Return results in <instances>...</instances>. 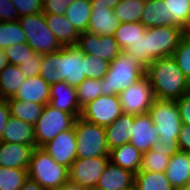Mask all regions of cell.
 <instances>
[{
	"mask_svg": "<svg viewBox=\"0 0 190 190\" xmlns=\"http://www.w3.org/2000/svg\"><path fill=\"white\" fill-rule=\"evenodd\" d=\"M145 75L156 99L176 101L189 93L190 82L172 56L154 60L145 68Z\"/></svg>",
	"mask_w": 190,
	"mask_h": 190,
	"instance_id": "obj_1",
	"label": "cell"
},
{
	"mask_svg": "<svg viewBox=\"0 0 190 190\" xmlns=\"http://www.w3.org/2000/svg\"><path fill=\"white\" fill-rule=\"evenodd\" d=\"M92 10L87 31L97 35L114 36L120 22L112 9L103 3H91Z\"/></svg>",
	"mask_w": 190,
	"mask_h": 190,
	"instance_id": "obj_18",
	"label": "cell"
},
{
	"mask_svg": "<svg viewBox=\"0 0 190 190\" xmlns=\"http://www.w3.org/2000/svg\"><path fill=\"white\" fill-rule=\"evenodd\" d=\"M175 190H190V179L188 180V182L186 183V185L184 187H180Z\"/></svg>",
	"mask_w": 190,
	"mask_h": 190,
	"instance_id": "obj_55",
	"label": "cell"
},
{
	"mask_svg": "<svg viewBox=\"0 0 190 190\" xmlns=\"http://www.w3.org/2000/svg\"><path fill=\"white\" fill-rule=\"evenodd\" d=\"M83 59L84 53L76 45L61 48L62 81L77 87L86 79Z\"/></svg>",
	"mask_w": 190,
	"mask_h": 190,
	"instance_id": "obj_14",
	"label": "cell"
},
{
	"mask_svg": "<svg viewBox=\"0 0 190 190\" xmlns=\"http://www.w3.org/2000/svg\"><path fill=\"white\" fill-rule=\"evenodd\" d=\"M33 145L0 141V167L28 169Z\"/></svg>",
	"mask_w": 190,
	"mask_h": 190,
	"instance_id": "obj_19",
	"label": "cell"
},
{
	"mask_svg": "<svg viewBox=\"0 0 190 190\" xmlns=\"http://www.w3.org/2000/svg\"><path fill=\"white\" fill-rule=\"evenodd\" d=\"M8 59L4 54V50L0 49V72L8 65Z\"/></svg>",
	"mask_w": 190,
	"mask_h": 190,
	"instance_id": "obj_53",
	"label": "cell"
},
{
	"mask_svg": "<svg viewBox=\"0 0 190 190\" xmlns=\"http://www.w3.org/2000/svg\"><path fill=\"white\" fill-rule=\"evenodd\" d=\"M76 135V159L109 157L105 127L91 123L81 117L74 123Z\"/></svg>",
	"mask_w": 190,
	"mask_h": 190,
	"instance_id": "obj_5",
	"label": "cell"
},
{
	"mask_svg": "<svg viewBox=\"0 0 190 190\" xmlns=\"http://www.w3.org/2000/svg\"><path fill=\"white\" fill-rule=\"evenodd\" d=\"M184 36L179 26H159L146 28L149 44V64L162 57L172 56Z\"/></svg>",
	"mask_w": 190,
	"mask_h": 190,
	"instance_id": "obj_8",
	"label": "cell"
},
{
	"mask_svg": "<svg viewBox=\"0 0 190 190\" xmlns=\"http://www.w3.org/2000/svg\"><path fill=\"white\" fill-rule=\"evenodd\" d=\"M26 35V43L37 53L57 52L62 48L47 26L43 12L22 16L18 19Z\"/></svg>",
	"mask_w": 190,
	"mask_h": 190,
	"instance_id": "obj_6",
	"label": "cell"
},
{
	"mask_svg": "<svg viewBox=\"0 0 190 190\" xmlns=\"http://www.w3.org/2000/svg\"><path fill=\"white\" fill-rule=\"evenodd\" d=\"M109 161V157L76 159L68 168V181L95 190Z\"/></svg>",
	"mask_w": 190,
	"mask_h": 190,
	"instance_id": "obj_11",
	"label": "cell"
},
{
	"mask_svg": "<svg viewBox=\"0 0 190 190\" xmlns=\"http://www.w3.org/2000/svg\"><path fill=\"white\" fill-rule=\"evenodd\" d=\"M76 46L84 53L112 62L121 52V49L111 35H97L91 32H82Z\"/></svg>",
	"mask_w": 190,
	"mask_h": 190,
	"instance_id": "obj_12",
	"label": "cell"
},
{
	"mask_svg": "<svg viewBox=\"0 0 190 190\" xmlns=\"http://www.w3.org/2000/svg\"><path fill=\"white\" fill-rule=\"evenodd\" d=\"M171 13V26H179L183 30L190 21V0H163Z\"/></svg>",
	"mask_w": 190,
	"mask_h": 190,
	"instance_id": "obj_37",
	"label": "cell"
},
{
	"mask_svg": "<svg viewBox=\"0 0 190 190\" xmlns=\"http://www.w3.org/2000/svg\"><path fill=\"white\" fill-rule=\"evenodd\" d=\"M91 3H103L106 4L110 9H114L120 0H90Z\"/></svg>",
	"mask_w": 190,
	"mask_h": 190,
	"instance_id": "obj_52",
	"label": "cell"
},
{
	"mask_svg": "<svg viewBox=\"0 0 190 190\" xmlns=\"http://www.w3.org/2000/svg\"><path fill=\"white\" fill-rule=\"evenodd\" d=\"M134 126V115L123 113L118 119L105 127L109 150L129 143Z\"/></svg>",
	"mask_w": 190,
	"mask_h": 190,
	"instance_id": "obj_22",
	"label": "cell"
},
{
	"mask_svg": "<svg viewBox=\"0 0 190 190\" xmlns=\"http://www.w3.org/2000/svg\"><path fill=\"white\" fill-rule=\"evenodd\" d=\"M19 18L22 16L41 13L43 0H11Z\"/></svg>",
	"mask_w": 190,
	"mask_h": 190,
	"instance_id": "obj_43",
	"label": "cell"
},
{
	"mask_svg": "<svg viewBox=\"0 0 190 190\" xmlns=\"http://www.w3.org/2000/svg\"><path fill=\"white\" fill-rule=\"evenodd\" d=\"M12 98L46 105L50 99V85L39 75L33 78L26 77L16 95Z\"/></svg>",
	"mask_w": 190,
	"mask_h": 190,
	"instance_id": "obj_21",
	"label": "cell"
},
{
	"mask_svg": "<svg viewBox=\"0 0 190 190\" xmlns=\"http://www.w3.org/2000/svg\"><path fill=\"white\" fill-rule=\"evenodd\" d=\"M125 51L132 58H134L141 66L146 68L149 65V44L148 37H146V30Z\"/></svg>",
	"mask_w": 190,
	"mask_h": 190,
	"instance_id": "obj_40",
	"label": "cell"
},
{
	"mask_svg": "<svg viewBox=\"0 0 190 190\" xmlns=\"http://www.w3.org/2000/svg\"><path fill=\"white\" fill-rule=\"evenodd\" d=\"M172 57L190 82V38L185 35L182 37Z\"/></svg>",
	"mask_w": 190,
	"mask_h": 190,
	"instance_id": "obj_41",
	"label": "cell"
},
{
	"mask_svg": "<svg viewBox=\"0 0 190 190\" xmlns=\"http://www.w3.org/2000/svg\"><path fill=\"white\" fill-rule=\"evenodd\" d=\"M122 112L125 114L141 115L148 113L154 98L151 84L146 75L119 95Z\"/></svg>",
	"mask_w": 190,
	"mask_h": 190,
	"instance_id": "obj_10",
	"label": "cell"
},
{
	"mask_svg": "<svg viewBox=\"0 0 190 190\" xmlns=\"http://www.w3.org/2000/svg\"><path fill=\"white\" fill-rule=\"evenodd\" d=\"M75 120L68 112L58 110L49 103L44 105L41 116L34 125L36 147H42L59 133L71 129Z\"/></svg>",
	"mask_w": 190,
	"mask_h": 190,
	"instance_id": "obj_7",
	"label": "cell"
},
{
	"mask_svg": "<svg viewBox=\"0 0 190 190\" xmlns=\"http://www.w3.org/2000/svg\"><path fill=\"white\" fill-rule=\"evenodd\" d=\"M182 124L190 125V94H185L176 100Z\"/></svg>",
	"mask_w": 190,
	"mask_h": 190,
	"instance_id": "obj_47",
	"label": "cell"
},
{
	"mask_svg": "<svg viewBox=\"0 0 190 190\" xmlns=\"http://www.w3.org/2000/svg\"><path fill=\"white\" fill-rule=\"evenodd\" d=\"M49 104L72 114L75 118L81 115L82 108L78 102L76 87L68 85L65 81L50 85Z\"/></svg>",
	"mask_w": 190,
	"mask_h": 190,
	"instance_id": "obj_15",
	"label": "cell"
},
{
	"mask_svg": "<svg viewBox=\"0 0 190 190\" xmlns=\"http://www.w3.org/2000/svg\"><path fill=\"white\" fill-rule=\"evenodd\" d=\"M39 76L49 85L62 82L61 49L43 54Z\"/></svg>",
	"mask_w": 190,
	"mask_h": 190,
	"instance_id": "obj_32",
	"label": "cell"
},
{
	"mask_svg": "<svg viewBox=\"0 0 190 190\" xmlns=\"http://www.w3.org/2000/svg\"><path fill=\"white\" fill-rule=\"evenodd\" d=\"M59 190H88V189L76 183H72L68 181Z\"/></svg>",
	"mask_w": 190,
	"mask_h": 190,
	"instance_id": "obj_51",
	"label": "cell"
},
{
	"mask_svg": "<svg viewBox=\"0 0 190 190\" xmlns=\"http://www.w3.org/2000/svg\"><path fill=\"white\" fill-rule=\"evenodd\" d=\"M165 173L174 189L184 187L190 179V154L180 150L172 155Z\"/></svg>",
	"mask_w": 190,
	"mask_h": 190,
	"instance_id": "obj_25",
	"label": "cell"
},
{
	"mask_svg": "<svg viewBox=\"0 0 190 190\" xmlns=\"http://www.w3.org/2000/svg\"><path fill=\"white\" fill-rule=\"evenodd\" d=\"M178 143L181 151L188 152L190 154V125L182 124Z\"/></svg>",
	"mask_w": 190,
	"mask_h": 190,
	"instance_id": "obj_48",
	"label": "cell"
},
{
	"mask_svg": "<svg viewBox=\"0 0 190 190\" xmlns=\"http://www.w3.org/2000/svg\"><path fill=\"white\" fill-rule=\"evenodd\" d=\"M180 151L179 144H160L156 142L152 148L142 154L140 171L165 172L172 155Z\"/></svg>",
	"mask_w": 190,
	"mask_h": 190,
	"instance_id": "obj_16",
	"label": "cell"
},
{
	"mask_svg": "<svg viewBox=\"0 0 190 190\" xmlns=\"http://www.w3.org/2000/svg\"><path fill=\"white\" fill-rule=\"evenodd\" d=\"M122 114V106L118 95H100L82 107L80 117L91 123L106 127Z\"/></svg>",
	"mask_w": 190,
	"mask_h": 190,
	"instance_id": "obj_9",
	"label": "cell"
},
{
	"mask_svg": "<svg viewBox=\"0 0 190 190\" xmlns=\"http://www.w3.org/2000/svg\"><path fill=\"white\" fill-rule=\"evenodd\" d=\"M20 190H45L36 181L28 178Z\"/></svg>",
	"mask_w": 190,
	"mask_h": 190,
	"instance_id": "obj_50",
	"label": "cell"
},
{
	"mask_svg": "<svg viewBox=\"0 0 190 190\" xmlns=\"http://www.w3.org/2000/svg\"><path fill=\"white\" fill-rule=\"evenodd\" d=\"M85 75L90 79H102L110 67V62L95 56L84 54Z\"/></svg>",
	"mask_w": 190,
	"mask_h": 190,
	"instance_id": "obj_39",
	"label": "cell"
},
{
	"mask_svg": "<svg viewBox=\"0 0 190 190\" xmlns=\"http://www.w3.org/2000/svg\"><path fill=\"white\" fill-rule=\"evenodd\" d=\"M125 190H138V188H137L135 185H133V186H131L130 188L125 189Z\"/></svg>",
	"mask_w": 190,
	"mask_h": 190,
	"instance_id": "obj_56",
	"label": "cell"
},
{
	"mask_svg": "<svg viewBox=\"0 0 190 190\" xmlns=\"http://www.w3.org/2000/svg\"><path fill=\"white\" fill-rule=\"evenodd\" d=\"M134 185L138 190H175L165 172L139 171L135 174Z\"/></svg>",
	"mask_w": 190,
	"mask_h": 190,
	"instance_id": "obj_31",
	"label": "cell"
},
{
	"mask_svg": "<svg viewBox=\"0 0 190 190\" xmlns=\"http://www.w3.org/2000/svg\"><path fill=\"white\" fill-rule=\"evenodd\" d=\"M43 59V54L34 52L33 58H29L26 61L22 62L19 67L27 78H33L39 75L41 69V62Z\"/></svg>",
	"mask_w": 190,
	"mask_h": 190,
	"instance_id": "obj_44",
	"label": "cell"
},
{
	"mask_svg": "<svg viewBox=\"0 0 190 190\" xmlns=\"http://www.w3.org/2000/svg\"><path fill=\"white\" fill-rule=\"evenodd\" d=\"M68 168L55 162L42 147H34L28 167V178L45 190H59L68 182Z\"/></svg>",
	"mask_w": 190,
	"mask_h": 190,
	"instance_id": "obj_3",
	"label": "cell"
},
{
	"mask_svg": "<svg viewBox=\"0 0 190 190\" xmlns=\"http://www.w3.org/2000/svg\"><path fill=\"white\" fill-rule=\"evenodd\" d=\"M26 43V35L18 20L0 22V49Z\"/></svg>",
	"mask_w": 190,
	"mask_h": 190,
	"instance_id": "obj_35",
	"label": "cell"
},
{
	"mask_svg": "<svg viewBox=\"0 0 190 190\" xmlns=\"http://www.w3.org/2000/svg\"><path fill=\"white\" fill-rule=\"evenodd\" d=\"M148 114L155 125L160 144H179L178 137L182 122L175 100L155 98Z\"/></svg>",
	"mask_w": 190,
	"mask_h": 190,
	"instance_id": "obj_4",
	"label": "cell"
},
{
	"mask_svg": "<svg viewBox=\"0 0 190 190\" xmlns=\"http://www.w3.org/2000/svg\"><path fill=\"white\" fill-rule=\"evenodd\" d=\"M146 30V27L140 22H123L114 33V38L117 41L121 51H125L132 45Z\"/></svg>",
	"mask_w": 190,
	"mask_h": 190,
	"instance_id": "obj_33",
	"label": "cell"
},
{
	"mask_svg": "<svg viewBox=\"0 0 190 190\" xmlns=\"http://www.w3.org/2000/svg\"><path fill=\"white\" fill-rule=\"evenodd\" d=\"M74 0H43L42 12L44 14H65L67 7L73 3Z\"/></svg>",
	"mask_w": 190,
	"mask_h": 190,
	"instance_id": "obj_45",
	"label": "cell"
},
{
	"mask_svg": "<svg viewBox=\"0 0 190 190\" xmlns=\"http://www.w3.org/2000/svg\"><path fill=\"white\" fill-rule=\"evenodd\" d=\"M76 135L74 126L71 129L59 133L54 139L42 146L51 158L69 168L76 160Z\"/></svg>",
	"mask_w": 190,
	"mask_h": 190,
	"instance_id": "obj_13",
	"label": "cell"
},
{
	"mask_svg": "<svg viewBox=\"0 0 190 190\" xmlns=\"http://www.w3.org/2000/svg\"><path fill=\"white\" fill-rule=\"evenodd\" d=\"M92 6L90 0H74L67 7L65 17L69 19L75 29L79 32H86L90 19Z\"/></svg>",
	"mask_w": 190,
	"mask_h": 190,
	"instance_id": "obj_30",
	"label": "cell"
},
{
	"mask_svg": "<svg viewBox=\"0 0 190 190\" xmlns=\"http://www.w3.org/2000/svg\"><path fill=\"white\" fill-rule=\"evenodd\" d=\"M145 1L141 0H120L113 9L114 15L120 23L139 22L143 13Z\"/></svg>",
	"mask_w": 190,
	"mask_h": 190,
	"instance_id": "obj_34",
	"label": "cell"
},
{
	"mask_svg": "<svg viewBox=\"0 0 190 190\" xmlns=\"http://www.w3.org/2000/svg\"><path fill=\"white\" fill-rule=\"evenodd\" d=\"M47 26L55 35L62 47L73 46L77 44L80 33L75 29L72 23L65 17V14H44Z\"/></svg>",
	"mask_w": 190,
	"mask_h": 190,
	"instance_id": "obj_23",
	"label": "cell"
},
{
	"mask_svg": "<svg viewBox=\"0 0 190 190\" xmlns=\"http://www.w3.org/2000/svg\"><path fill=\"white\" fill-rule=\"evenodd\" d=\"M2 141L36 147L34 125L10 116L2 134Z\"/></svg>",
	"mask_w": 190,
	"mask_h": 190,
	"instance_id": "obj_24",
	"label": "cell"
},
{
	"mask_svg": "<svg viewBox=\"0 0 190 190\" xmlns=\"http://www.w3.org/2000/svg\"><path fill=\"white\" fill-rule=\"evenodd\" d=\"M135 174L108 162L95 190H125L134 185Z\"/></svg>",
	"mask_w": 190,
	"mask_h": 190,
	"instance_id": "obj_20",
	"label": "cell"
},
{
	"mask_svg": "<svg viewBox=\"0 0 190 190\" xmlns=\"http://www.w3.org/2000/svg\"><path fill=\"white\" fill-rule=\"evenodd\" d=\"M25 79L19 66L8 64L0 72V98L14 97Z\"/></svg>",
	"mask_w": 190,
	"mask_h": 190,
	"instance_id": "obj_28",
	"label": "cell"
},
{
	"mask_svg": "<svg viewBox=\"0 0 190 190\" xmlns=\"http://www.w3.org/2000/svg\"><path fill=\"white\" fill-rule=\"evenodd\" d=\"M139 22L146 28L171 26V13L163 0H147Z\"/></svg>",
	"mask_w": 190,
	"mask_h": 190,
	"instance_id": "obj_26",
	"label": "cell"
},
{
	"mask_svg": "<svg viewBox=\"0 0 190 190\" xmlns=\"http://www.w3.org/2000/svg\"><path fill=\"white\" fill-rule=\"evenodd\" d=\"M10 116L35 125L41 116L44 105L34 102H25L16 98L7 99Z\"/></svg>",
	"mask_w": 190,
	"mask_h": 190,
	"instance_id": "obj_29",
	"label": "cell"
},
{
	"mask_svg": "<svg viewBox=\"0 0 190 190\" xmlns=\"http://www.w3.org/2000/svg\"><path fill=\"white\" fill-rule=\"evenodd\" d=\"M10 117L9 106L7 99L0 98V141H2V134L5 128V125L8 122Z\"/></svg>",
	"mask_w": 190,
	"mask_h": 190,
	"instance_id": "obj_49",
	"label": "cell"
},
{
	"mask_svg": "<svg viewBox=\"0 0 190 190\" xmlns=\"http://www.w3.org/2000/svg\"><path fill=\"white\" fill-rule=\"evenodd\" d=\"M100 79L86 78L79 86L76 87L77 98L82 108L88 102L95 100L101 95Z\"/></svg>",
	"mask_w": 190,
	"mask_h": 190,
	"instance_id": "obj_38",
	"label": "cell"
},
{
	"mask_svg": "<svg viewBox=\"0 0 190 190\" xmlns=\"http://www.w3.org/2000/svg\"><path fill=\"white\" fill-rule=\"evenodd\" d=\"M184 35L188 38H190V21L188 23V25L186 26V28L184 29Z\"/></svg>",
	"mask_w": 190,
	"mask_h": 190,
	"instance_id": "obj_54",
	"label": "cell"
},
{
	"mask_svg": "<svg viewBox=\"0 0 190 190\" xmlns=\"http://www.w3.org/2000/svg\"><path fill=\"white\" fill-rule=\"evenodd\" d=\"M145 75V68L141 66L126 51L110 62L109 70L100 79L101 95H119Z\"/></svg>",
	"mask_w": 190,
	"mask_h": 190,
	"instance_id": "obj_2",
	"label": "cell"
},
{
	"mask_svg": "<svg viewBox=\"0 0 190 190\" xmlns=\"http://www.w3.org/2000/svg\"><path fill=\"white\" fill-rule=\"evenodd\" d=\"M3 50L8 63L16 66H19L29 58H33L35 52L27 43L14 44Z\"/></svg>",
	"mask_w": 190,
	"mask_h": 190,
	"instance_id": "obj_42",
	"label": "cell"
},
{
	"mask_svg": "<svg viewBox=\"0 0 190 190\" xmlns=\"http://www.w3.org/2000/svg\"><path fill=\"white\" fill-rule=\"evenodd\" d=\"M156 142H158L157 131L149 114L134 115V126L129 143L143 154Z\"/></svg>",
	"mask_w": 190,
	"mask_h": 190,
	"instance_id": "obj_17",
	"label": "cell"
},
{
	"mask_svg": "<svg viewBox=\"0 0 190 190\" xmlns=\"http://www.w3.org/2000/svg\"><path fill=\"white\" fill-rule=\"evenodd\" d=\"M110 161L136 174L140 171L142 153L132 144L126 143L110 150Z\"/></svg>",
	"mask_w": 190,
	"mask_h": 190,
	"instance_id": "obj_27",
	"label": "cell"
},
{
	"mask_svg": "<svg viewBox=\"0 0 190 190\" xmlns=\"http://www.w3.org/2000/svg\"><path fill=\"white\" fill-rule=\"evenodd\" d=\"M19 19L16 8L11 0H0V21L10 22Z\"/></svg>",
	"mask_w": 190,
	"mask_h": 190,
	"instance_id": "obj_46",
	"label": "cell"
},
{
	"mask_svg": "<svg viewBox=\"0 0 190 190\" xmlns=\"http://www.w3.org/2000/svg\"><path fill=\"white\" fill-rule=\"evenodd\" d=\"M28 179V169L0 167V190H20Z\"/></svg>",
	"mask_w": 190,
	"mask_h": 190,
	"instance_id": "obj_36",
	"label": "cell"
}]
</instances>
